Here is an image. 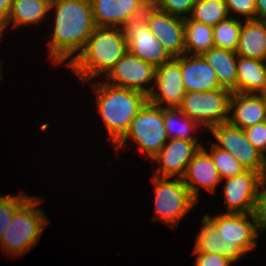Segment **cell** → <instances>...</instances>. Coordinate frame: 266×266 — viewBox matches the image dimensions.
Segmentation results:
<instances>
[{
    "mask_svg": "<svg viewBox=\"0 0 266 266\" xmlns=\"http://www.w3.org/2000/svg\"><path fill=\"white\" fill-rule=\"evenodd\" d=\"M55 8V20L49 56L53 63L67 67V58L80 52L96 25L90 0H51L50 9Z\"/></svg>",
    "mask_w": 266,
    "mask_h": 266,
    "instance_id": "cell-1",
    "label": "cell"
},
{
    "mask_svg": "<svg viewBox=\"0 0 266 266\" xmlns=\"http://www.w3.org/2000/svg\"><path fill=\"white\" fill-rule=\"evenodd\" d=\"M127 51L123 28L96 26L84 48L68 60L67 66L84 84L101 73L106 75Z\"/></svg>",
    "mask_w": 266,
    "mask_h": 266,
    "instance_id": "cell-2",
    "label": "cell"
},
{
    "mask_svg": "<svg viewBox=\"0 0 266 266\" xmlns=\"http://www.w3.org/2000/svg\"><path fill=\"white\" fill-rule=\"evenodd\" d=\"M100 117L115 145L126 133L131 121L148 101V96L134 89L122 88L107 82H94Z\"/></svg>",
    "mask_w": 266,
    "mask_h": 266,
    "instance_id": "cell-3",
    "label": "cell"
},
{
    "mask_svg": "<svg viewBox=\"0 0 266 266\" xmlns=\"http://www.w3.org/2000/svg\"><path fill=\"white\" fill-rule=\"evenodd\" d=\"M40 203L39 197L32 196L15 211L0 242V248L9 256L27 253L40 240L48 224L43 210L36 209Z\"/></svg>",
    "mask_w": 266,
    "mask_h": 266,
    "instance_id": "cell-4",
    "label": "cell"
},
{
    "mask_svg": "<svg viewBox=\"0 0 266 266\" xmlns=\"http://www.w3.org/2000/svg\"><path fill=\"white\" fill-rule=\"evenodd\" d=\"M128 138L133 139L147 158L154 157L168 141L163 120V108L147 101L131 121L125 135L113 146L119 151Z\"/></svg>",
    "mask_w": 266,
    "mask_h": 266,
    "instance_id": "cell-5",
    "label": "cell"
},
{
    "mask_svg": "<svg viewBox=\"0 0 266 266\" xmlns=\"http://www.w3.org/2000/svg\"><path fill=\"white\" fill-rule=\"evenodd\" d=\"M205 217L217 228L219 236L226 241V257L237 262L256 247L255 240L261 232L252 213H223ZM250 217V219H249Z\"/></svg>",
    "mask_w": 266,
    "mask_h": 266,
    "instance_id": "cell-6",
    "label": "cell"
},
{
    "mask_svg": "<svg viewBox=\"0 0 266 266\" xmlns=\"http://www.w3.org/2000/svg\"><path fill=\"white\" fill-rule=\"evenodd\" d=\"M153 176L155 185L154 219L171 227L177 225L197 201L191 196L182 178Z\"/></svg>",
    "mask_w": 266,
    "mask_h": 266,
    "instance_id": "cell-7",
    "label": "cell"
},
{
    "mask_svg": "<svg viewBox=\"0 0 266 266\" xmlns=\"http://www.w3.org/2000/svg\"><path fill=\"white\" fill-rule=\"evenodd\" d=\"M232 92L219 88L206 92H186L179 109L187 117L208 130L217 124L226 123Z\"/></svg>",
    "mask_w": 266,
    "mask_h": 266,
    "instance_id": "cell-8",
    "label": "cell"
},
{
    "mask_svg": "<svg viewBox=\"0 0 266 266\" xmlns=\"http://www.w3.org/2000/svg\"><path fill=\"white\" fill-rule=\"evenodd\" d=\"M209 131L217 140L216 147L232 154L246 170L263 174L265 156L250 143L244 129L226 122L212 126Z\"/></svg>",
    "mask_w": 266,
    "mask_h": 266,
    "instance_id": "cell-9",
    "label": "cell"
},
{
    "mask_svg": "<svg viewBox=\"0 0 266 266\" xmlns=\"http://www.w3.org/2000/svg\"><path fill=\"white\" fill-rule=\"evenodd\" d=\"M128 51L155 68L169 62L172 57L152 34L144 16L132 19L123 28Z\"/></svg>",
    "mask_w": 266,
    "mask_h": 266,
    "instance_id": "cell-10",
    "label": "cell"
},
{
    "mask_svg": "<svg viewBox=\"0 0 266 266\" xmlns=\"http://www.w3.org/2000/svg\"><path fill=\"white\" fill-rule=\"evenodd\" d=\"M156 68L148 62L131 54L129 51L105 75L108 84L138 90L147 96L155 88H146L145 85L155 80Z\"/></svg>",
    "mask_w": 266,
    "mask_h": 266,
    "instance_id": "cell-11",
    "label": "cell"
},
{
    "mask_svg": "<svg viewBox=\"0 0 266 266\" xmlns=\"http://www.w3.org/2000/svg\"><path fill=\"white\" fill-rule=\"evenodd\" d=\"M198 141L181 138L168 139L161 150L151 158L152 161L160 163L157 170L153 169L154 176L182 178L194 154L204 146Z\"/></svg>",
    "mask_w": 266,
    "mask_h": 266,
    "instance_id": "cell-12",
    "label": "cell"
},
{
    "mask_svg": "<svg viewBox=\"0 0 266 266\" xmlns=\"http://www.w3.org/2000/svg\"><path fill=\"white\" fill-rule=\"evenodd\" d=\"M149 30L172 58L185 54L184 19L155 7L146 8L144 15Z\"/></svg>",
    "mask_w": 266,
    "mask_h": 266,
    "instance_id": "cell-13",
    "label": "cell"
},
{
    "mask_svg": "<svg viewBox=\"0 0 266 266\" xmlns=\"http://www.w3.org/2000/svg\"><path fill=\"white\" fill-rule=\"evenodd\" d=\"M154 81L155 89L158 90H152L148 95V101L162 108H179L186 93L180 63L172 58L169 62L156 67Z\"/></svg>",
    "mask_w": 266,
    "mask_h": 266,
    "instance_id": "cell-14",
    "label": "cell"
},
{
    "mask_svg": "<svg viewBox=\"0 0 266 266\" xmlns=\"http://www.w3.org/2000/svg\"><path fill=\"white\" fill-rule=\"evenodd\" d=\"M261 178L260 172L245 170L241 174L225 179L223 188L228 213L249 214L253 212Z\"/></svg>",
    "mask_w": 266,
    "mask_h": 266,
    "instance_id": "cell-15",
    "label": "cell"
},
{
    "mask_svg": "<svg viewBox=\"0 0 266 266\" xmlns=\"http://www.w3.org/2000/svg\"><path fill=\"white\" fill-rule=\"evenodd\" d=\"M94 23L98 27L124 28L142 17L146 7L138 0H90Z\"/></svg>",
    "mask_w": 266,
    "mask_h": 266,
    "instance_id": "cell-16",
    "label": "cell"
},
{
    "mask_svg": "<svg viewBox=\"0 0 266 266\" xmlns=\"http://www.w3.org/2000/svg\"><path fill=\"white\" fill-rule=\"evenodd\" d=\"M175 59L180 63L186 92H206L221 88L216 73L202 55L185 53Z\"/></svg>",
    "mask_w": 266,
    "mask_h": 266,
    "instance_id": "cell-17",
    "label": "cell"
},
{
    "mask_svg": "<svg viewBox=\"0 0 266 266\" xmlns=\"http://www.w3.org/2000/svg\"><path fill=\"white\" fill-rule=\"evenodd\" d=\"M182 180L196 201L198 200L200 187L205 188L207 191L215 192L216 185L220 183L221 178L211 160L210 154L203 146L200 147L189 162Z\"/></svg>",
    "mask_w": 266,
    "mask_h": 266,
    "instance_id": "cell-18",
    "label": "cell"
},
{
    "mask_svg": "<svg viewBox=\"0 0 266 266\" xmlns=\"http://www.w3.org/2000/svg\"><path fill=\"white\" fill-rule=\"evenodd\" d=\"M229 112L232 114L229 113L227 122L241 129L262 123L266 121L265 95L232 92Z\"/></svg>",
    "mask_w": 266,
    "mask_h": 266,
    "instance_id": "cell-19",
    "label": "cell"
},
{
    "mask_svg": "<svg viewBox=\"0 0 266 266\" xmlns=\"http://www.w3.org/2000/svg\"><path fill=\"white\" fill-rule=\"evenodd\" d=\"M236 53L245 58L266 61V22L245 20L242 23Z\"/></svg>",
    "mask_w": 266,
    "mask_h": 266,
    "instance_id": "cell-20",
    "label": "cell"
},
{
    "mask_svg": "<svg viewBox=\"0 0 266 266\" xmlns=\"http://www.w3.org/2000/svg\"><path fill=\"white\" fill-rule=\"evenodd\" d=\"M237 92L245 94H265L266 61L238 56Z\"/></svg>",
    "mask_w": 266,
    "mask_h": 266,
    "instance_id": "cell-21",
    "label": "cell"
},
{
    "mask_svg": "<svg viewBox=\"0 0 266 266\" xmlns=\"http://www.w3.org/2000/svg\"><path fill=\"white\" fill-rule=\"evenodd\" d=\"M202 56L216 73L219 86L231 92H237V53L213 47Z\"/></svg>",
    "mask_w": 266,
    "mask_h": 266,
    "instance_id": "cell-22",
    "label": "cell"
},
{
    "mask_svg": "<svg viewBox=\"0 0 266 266\" xmlns=\"http://www.w3.org/2000/svg\"><path fill=\"white\" fill-rule=\"evenodd\" d=\"M51 0H13L6 25H37L50 12Z\"/></svg>",
    "mask_w": 266,
    "mask_h": 266,
    "instance_id": "cell-23",
    "label": "cell"
},
{
    "mask_svg": "<svg viewBox=\"0 0 266 266\" xmlns=\"http://www.w3.org/2000/svg\"><path fill=\"white\" fill-rule=\"evenodd\" d=\"M185 53L190 55H202L215 47L213 27L204 23L184 18Z\"/></svg>",
    "mask_w": 266,
    "mask_h": 266,
    "instance_id": "cell-24",
    "label": "cell"
},
{
    "mask_svg": "<svg viewBox=\"0 0 266 266\" xmlns=\"http://www.w3.org/2000/svg\"><path fill=\"white\" fill-rule=\"evenodd\" d=\"M163 120L169 139L181 138L198 140L197 137H194V135L192 136L191 132L197 131L201 126L196 121L182 113L179 108H163Z\"/></svg>",
    "mask_w": 266,
    "mask_h": 266,
    "instance_id": "cell-25",
    "label": "cell"
},
{
    "mask_svg": "<svg viewBox=\"0 0 266 266\" xmlns=\"http://www.w3.org/2000/svg\"><path fill=\"white\" fill-rule=\"evenodd\" d=\"M228 16L225 0H196L189 18L214 27Z\"/></svg>",
    "mask_w": 266,
    "mask_h": 266,
    "instance_id": "cell-26",
    "label": "cell"
},
{
    "mask_svg": "<svg viewBox=\"0 0 266 266\" xmlns=\"http://www.w3.org/2000/svg\"><path fill=\"white\" fill-rule=\"evenodd\" d=\"M203 226L195 240L193 252L215 253L226 256L227 245L220 236L217 228L204 216Z\"/></svg>",
    "mask_w": 266,
    "mask_h": 266,
    "instance_id": "cell-27",
    "label": "cell"
},
{
    "mask_svg": "<svg viewBox=\"0 0 266 266\" xmlns=\"http://www.w3.org/2000/svg\"><path fill=\"white\" fill-rule=\"evenodd\" d=\"M236 18L228 17L213 27L214 46L216 48L236 52L242 26L241 21Z\"/></svg>",
    "mask_w": 266,
    "mask_h": 266,
    "instance_id": "cell-28",
    "label": "cell"
},
{
    "mask_svg": "<svg viewBox=\"0 0 266 266\" xmlns=\"http://www.w3.org/2000/svg\"><path fill=\"white\" fill-rule=\"evenodd\" d=\"M210 157L216 167L221 180L241 174L246 169L238 162V160L226 150L211 146Z\"/></svg>",
    "mask_w": 266,
    "mask_h": 266,
    "instance_id": "cell-29",
    "label": "cell"
},
{
    "mask_svg": "<svg viewBox=\"0 0 266 266\" xmlns=\"http://www.w3.org/2000/svg\"><path fill=\"white\" fill-rule=\"evenodd\" d=\"M21 191L19 196H0V242L15 211L29 198Z\"/></svg>",
    "mask_w": 266,
    "mask_h": 266,
    "instance_id": "cell-30",
    "label": "cell"
},
{
    "mask_svg": "<svg viewBox=\"0 0 266 266\" xmlns=\"http://www.w3.org/2000/svg\"><path fill=\"white\" fill-rule=\"evenodd\" d=\"M196 0H157L155 8L170 15L188 18Z\"/></svg>",
    "mask_w": 266,
    "mask_h": 266,
    "instance_id": "cell-31",
    "label": "cell"
},
{
    "mask_svg": "<svg viewBox=\"0 0 266 266\" xmlns=\"http://www.w3.org/2000/svg\"><path fill=\"white\" fill-rule=\"evenodd\" d=\"M252 215L257 221L260 230L264 231L266 229V178L263 176L257 188Z\"/></svg>",
    "mask_w": 266,
    "mask_h": 266,
    "instance_id": "cell-32",
    "label": "cell"
},
{
    "mask_svg": "<svg viewBox=\"0 0 266 266\" xmlns=\"http://www.w3.org/2000/svg\"><path fill=\"white\" fill-rule=\"evenodd\" d=\"M244 131L250 143L266 157V121L247 127Z\"/></svg>",
    "mask_w": 266,
    "mask_h": 266,
    "instance_id": "cell-33",
    "label": "cell"
},
{
    "mask_svg": "<svg viewBox=\"0 0 266 266\" xmlns=\"http://www.w3.org/2000/svg\"><path fill=\"white\" fill-rule=\"evenodd\" d=\"M228 14L230 11L242 15L245 20H255L256 0H225Z\"/></svg>",
    "mask_w": 266,
    "mask_h": 266,
    "instance_id": "cell-34",
    "label": "cell"
},
{
    "mask_svg": "<svg viewBox=\"0 0 266 266\" xmlns=\"http://www.w3.org/2000/svg\"><path fill=\"white\" fill-rule=\"evenodd\" d=\"M196 254L195 266H230L234 262L222 254L193 252Z\"/></svg>",
    "mask_w": 266,
    "mask_h": 266,
    "instance_id": "cell-35",
    "label": "cell"
},
{
    "mask_svg": "<svg viewBox=\"0 0 266 266\" xmlns=\"http://www.w3.org/2000/svg\"><path fill=\"white\" fill-rule=\"evenodd\" d=\"M255 20L266 22V0H256Z\"/></svg>",
    "mask_w": 266,
    "mask_h": 266,
    "instance_id": "cell-36",
    "label": "cell"
},
{
    "mask_svg": "<svg viewBox=\"0 0 266 266\" xmlns=\"http://www.w3.org/2000/svg\"><path fill=\"white\" fill-rule=\"evenodd\" d=\"M13 0H0V20L6 21L12 7Z\"/></svg>",
    "mask_w": 266,
    "mask_h": 266,
    "instance_id": "cell-37",
    "label": "cell"
},
{
    "mask_svg": "<svg viewBox=\"0 0 266 266\" xmlns=\"http://www.w3.org/2000/svg\"><path fill=\"white\" fill-rule=\"evenodd\" d=\"M141 2L146 8L155 7L157 0H138Z\"/></svg>",
    "mask_w": 266,
    "mask_h": 266,
    "instance_id": "cell-38",
    "label": "cell"
},
{
    "mask_svg": "<svg viewBox=\"0 0 266 266\" xmlns=\"http://www.w3.org/2000/svg\"><path fill=\"white\" fill-rule=\"evenodd\" d=\"M6 27H7L6 22L4 20H0V38H1L3 31L5 30Z\"/></svg>",
    "mask_w": 266,
    "mask_h": 266,
    "instance_id": "cell-39",
    "label": "cell"
},
{
    "mask_svg": "<svg viewBox=\"0 0 266 266\" xmlns=\"http://www.w3.org/2000/svg\"><path fill=\"white\" fill-rule=\"evenodd\" d=\"M262 176L266 178V157H265V167H264V172H263Z\"/></svg>",
    "mask_w": 266,
    "mask_h": 266,
    "instance_id": "cell-40",
    "label": "cell"
},
{
    "mask_svg": "<svg viewBox=\"0 0 266 266\" xmlns=\"http://www.w3.org/2000/svg\"><path fill=\"white\" fill-rule=\"evenodd\" d=\"M1 65H2V64H1V61H0V80H1V78H2V73H1V72H2V71H1Z\"/></svg>",
    "mask_w": 266,
    "mask_h": 266,
    "instance_id": "cell-41",
    "label": "cell"
}]
</instances>
